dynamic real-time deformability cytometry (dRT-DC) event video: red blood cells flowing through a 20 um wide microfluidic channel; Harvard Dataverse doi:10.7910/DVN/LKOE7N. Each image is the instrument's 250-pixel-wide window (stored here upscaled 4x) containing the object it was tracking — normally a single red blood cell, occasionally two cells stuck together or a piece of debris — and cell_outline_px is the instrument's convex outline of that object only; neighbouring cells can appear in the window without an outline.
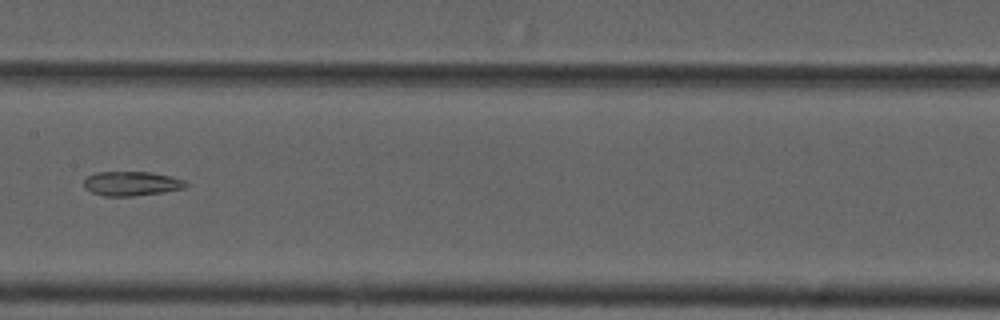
{"species": "common noctule bat (a hibernating species)", "species_latin": "Nyctalus noctula", "temperature_condition": "cold", "stored_images_in_passage": 7, "camera_frame_rate_fps": 3000, "um_per_image_px": 0.085, "animal": {"sex": "male", "forearm_length_mm": 52.5}, "frame": {"image": 1, "passage_image": 7, "time_ms": 8.333, "image_size_px": [1000, 320], "cell_outline_px": [[188, 184], [184, 188], [164, 192], [132, 196], [104, 196], [92, 192], [84, 188], [84, 180], [88, 176], [96, 172], [152, 172], [172, 176], [184, 180]], "centroid_in_image_um": [11.19, 15.6], "position_along_channel_um": 196.2, "area_um2": 14.51}}